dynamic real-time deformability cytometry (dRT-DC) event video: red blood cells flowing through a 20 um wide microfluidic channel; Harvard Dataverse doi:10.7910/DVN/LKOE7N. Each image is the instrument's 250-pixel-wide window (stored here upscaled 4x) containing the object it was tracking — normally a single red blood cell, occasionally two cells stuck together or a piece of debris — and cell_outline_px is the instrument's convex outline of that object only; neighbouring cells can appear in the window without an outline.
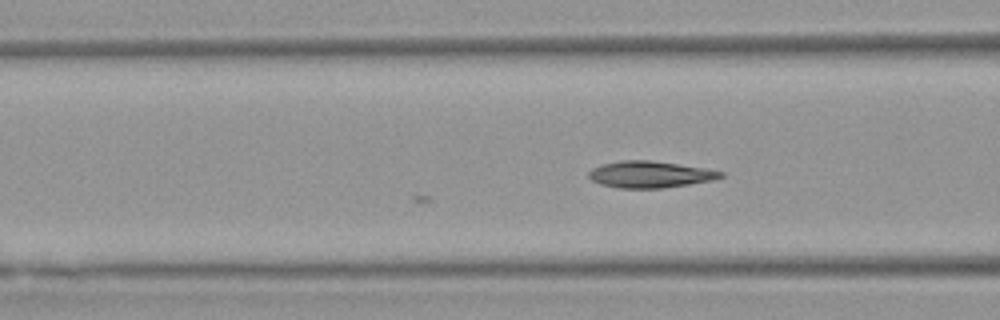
{"species": "Egyptian fruit bat (a non-hibernating species)", "species_latin": "Rousettus aegyptiacus", "temperature_condition": "warm", "stored_images_in_passage": 20, "camera_frame_rate_fps": 3000, "um_per_image_px": 0.085, "animal": {"sex": "female"}, "frame": {"image": 1, "passage_image": 20, "time_ms": 6.333, "image_size_px": [1000, 320], "cell_outline_px": [[724, 176], [716, 180], [664, 188], [620, 188], [600, 184], [592, 180], [588, 176], [588, 172], [592, 168], [604, 164], [620, 160], [648, 160], [704, 168], [724, 172]], "centroid_in_image_um": [55.27, 14.83], "position_along_channel_um": 111.3, "area_um2": 20.4}}